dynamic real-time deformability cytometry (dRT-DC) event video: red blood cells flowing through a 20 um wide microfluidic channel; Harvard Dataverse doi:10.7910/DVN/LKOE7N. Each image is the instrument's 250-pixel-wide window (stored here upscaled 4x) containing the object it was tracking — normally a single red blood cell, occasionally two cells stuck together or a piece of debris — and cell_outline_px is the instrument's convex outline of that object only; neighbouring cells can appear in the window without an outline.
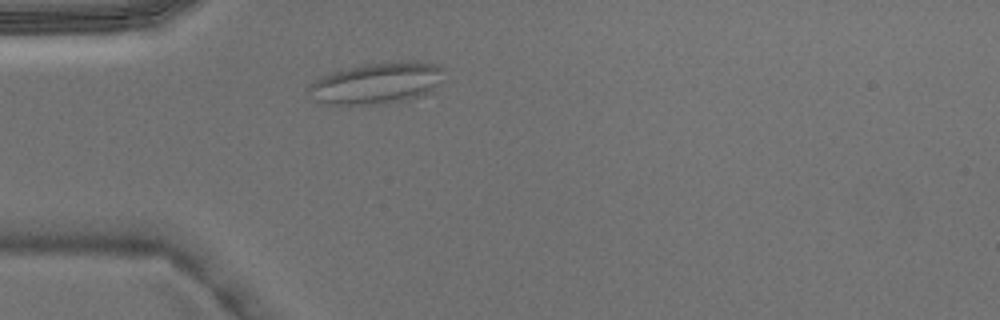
{"species": "Egyptian fruit bat (a non-hibernating species)", "species_latin": "Rousettus aegyptiacus", "temperature_condition": "warm", "stored_images_in_passage": 2, "camera_frame_rate_fps": 3000, "um_per_image_px": 0.085, "animal": {"sex": "male"}, "frame": {"image": 1, "passage_image": 2, "time_ms": 0.333, "image_size_px": [1000, 320], "cell_outline_px": [[444, 80], [428, 92], [420, 96], [404, 100], [384, 104], [328, 104], [316, 100], [308, 88], [308, 84], [320, 76], [332, 72], [364, 64], [416, 60], [436, 64], [444, 68]], "centroid_in_image_um": [32.08, 7.05], "position_along_channel_um": 52.9, "area_um2": 32.66}}